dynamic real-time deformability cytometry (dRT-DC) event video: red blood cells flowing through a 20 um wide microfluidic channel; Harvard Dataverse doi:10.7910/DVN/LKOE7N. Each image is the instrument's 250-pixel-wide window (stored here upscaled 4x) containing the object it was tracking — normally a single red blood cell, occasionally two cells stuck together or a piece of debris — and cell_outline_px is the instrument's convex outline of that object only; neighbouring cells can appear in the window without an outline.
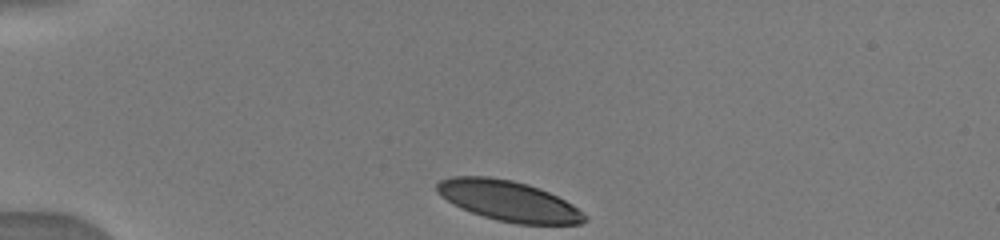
{"species": "human", "species_latin": "Homo sapiens", "temperature_condition": "warm", "stored_images_in_passage": 30, "camera_frame_rate_fps": 3000, "um_per_image_px": 0.085, "donor": {"sex": "male"}, "frame": {"image": 1, "passage_image": 1, "time_ms": 0.0, "image_size_px": [1000, 240], "cell_outline_px": [[588, 220], [580, 224], [516, 224], [496, 220], [460, 208], [452, 204], [440, 196], [436, 192], [436, 184], [440, 180], [452, 176], [488, 176], [512, 180], [528, 184], [540, 188], [572, 204], [588, 216]], "centroid_in_image_um": [43.21, 17.07], "position_along_channel_um": 41.8, "area_um2": 34.91}}
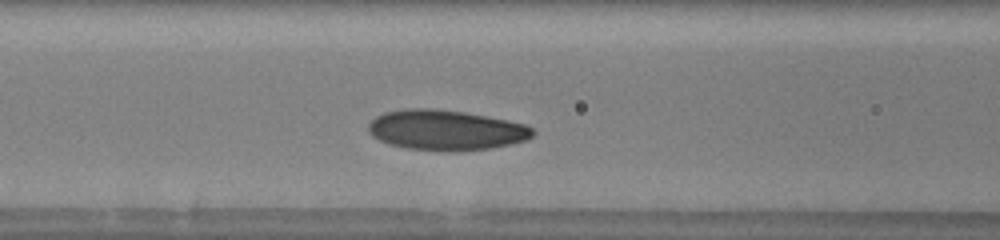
{"frame": {"image": 2, "passage_image": 12, "time_ms": 3.333, "image_size_px": [1000, 240], "cell_outline_px": [[536, 132], [528, 140], [512, 144], [492, 148], [464, 152], [436, 152], [404, 148], [388, 144], [372, 136], [368, 132], [368, 124], [376, 116], [384, 112], [404, 108], [436, 108], [464, 112], [508, 120], [524, 124], [532, 128]], "centroid_in_image_um": [37.89, 11.08], "position_along_channel_um": 128.7, "area_um2": 39.42}}
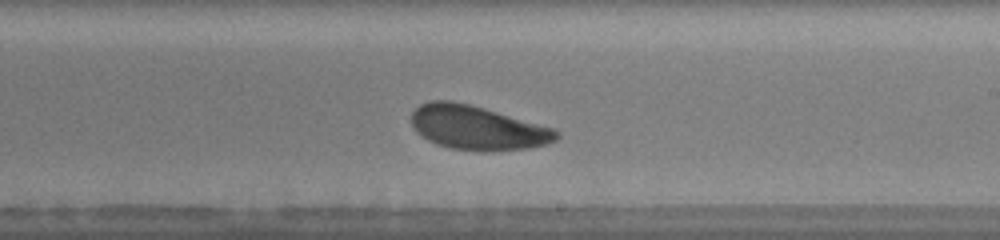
{"frame": {"image": 3, "passage_image": 22, "time_ms": 6.333, "image_size_px": [1000, 240], "cell_outline_px": [[560, 136], [556, 140], [548, 144], [532, 148], [496, 152], [476, 152], [448, 148], [436, 144], [420, 136], [416, 132], [412, 124], [412, 112], [420, 104], [432, 100], [452, 100], [484, 108], [556, 128], [560, 132]], "centroid_in_image_um": [40.62, 10.89], "position_along_channel_um": 248.4, "area_um2": 38.09}}